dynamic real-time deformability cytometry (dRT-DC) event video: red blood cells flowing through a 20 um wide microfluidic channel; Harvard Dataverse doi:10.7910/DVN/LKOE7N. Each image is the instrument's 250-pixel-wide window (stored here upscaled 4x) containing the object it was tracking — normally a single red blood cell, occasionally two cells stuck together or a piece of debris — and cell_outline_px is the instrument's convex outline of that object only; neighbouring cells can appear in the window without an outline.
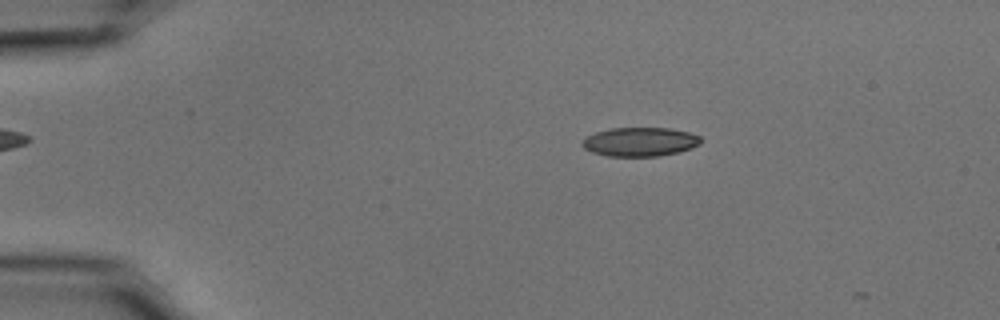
{"species": "common noctule bat (a hibernating species)", "species_latin": "Nyctalus noctula", "temperature_condition": "cold", "stored_images_in_passage": 9, "camera_frame_rate_fps": 3000, "um_per_image_px": 0.085, "animal": {"sex": "male", "body_mass_g": 15.6}, "frame": {"image": 1, "passage_image": 6, "time_ms": 1.667, "image_size_px": [1000, 320], "cell_outline_px": [[700, 144], [692, 148], [680, 152], [660, 156], [608, 156], [592, 152], [584, 148], [580, 144], [580, 140], [596, 132], [612, 128], [672, 128], [688, 132], [700, 136]], "centroid_in_image_um": [54.39, 12.06], "position_along_channel_um": 30.6, "area_um2": 20.11}}